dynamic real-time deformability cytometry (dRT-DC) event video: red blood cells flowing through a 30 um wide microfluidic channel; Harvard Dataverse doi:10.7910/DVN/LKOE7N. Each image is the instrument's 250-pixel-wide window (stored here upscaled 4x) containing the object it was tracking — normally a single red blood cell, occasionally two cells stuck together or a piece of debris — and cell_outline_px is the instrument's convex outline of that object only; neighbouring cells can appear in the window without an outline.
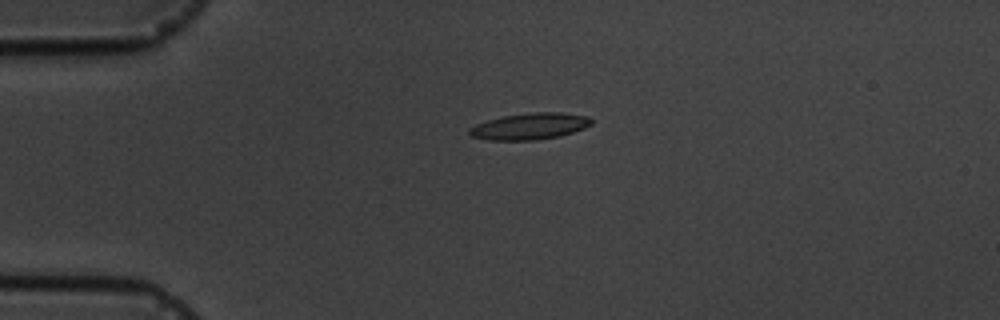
{"species": "common noctule bat (a hibernating species)", "species_latin": "Nyctalus noctula", "temperature_condition": "cold", "stored_images_in_passage": 3, "camera_frame_rate_fps": 3000, "um_per_image_px": 0.085, "animal": {"sex": "male", "body_mass_g": 19.5, "forearm_length_mm": 54.6}, "frame": {"image": 1, "passage_image": 1, "time_ms": 0.0, "image_size_px": [1000, 320], "cell_outline_px": [[592, 124], [584, 128], [560, 136], [536, 140], [488, 140], [472, 136], [468, 132], [468, 128], [476, 124], [488, 120], [504, 116], [532, 112], [560, 112], [588, 116], [592, 120]], "centroid_in_image_um": [45.04, 10.73], "position_along_channel_um": 40.0, "area_um2": 18.79}}